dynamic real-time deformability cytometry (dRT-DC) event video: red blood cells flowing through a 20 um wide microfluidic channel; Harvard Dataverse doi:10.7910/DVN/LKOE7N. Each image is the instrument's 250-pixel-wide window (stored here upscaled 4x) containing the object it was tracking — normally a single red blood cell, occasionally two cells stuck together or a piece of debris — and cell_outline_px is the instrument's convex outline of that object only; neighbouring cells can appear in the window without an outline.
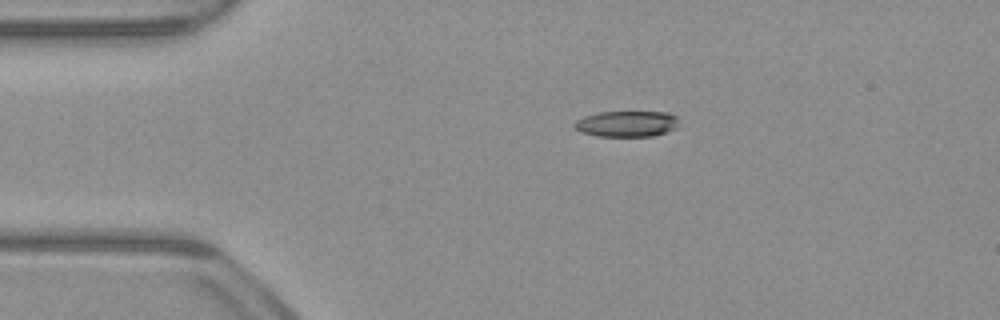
{"species": "common noctule bat (a hibernating species)", "species_latin": "Nyctalus noctula", "temperature_condition": "warm", "stored_images_in_passage": 43, "camera_frame_rate_fps": 3000, "um_per_image_px": 0.085, "animal": {"sex": "male", "body_mass_g": 23.1, "forearm_length_mm": 52.7}, "frame": {"image": 1, "passage_image": 1, "time_ms": 0.0, "image_size_px": [1000, 320], "cell_outline_px": [[676, 128], [652, 136], [596, 136], [580, 132], [572, 124], [576, 120], [584, 116], [600, 112], [668, 112], [676, 116]], "centroid_in_image_um": [53.22, 10.52], "position_along_channel_um": 31.8, "area_um2": 15.66}}
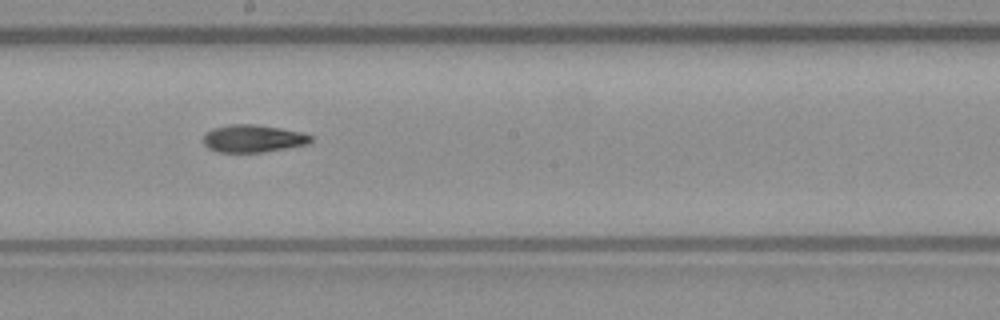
{"frame": {"image": 2, "passage_image": 19, "time_ms": 6.0, "image_size_px": [1000, 320], "cell_outline_px": [[312, 140], [308, 144], [288, 148], [264, 152], [216, 152], [208, 148], [204, 144], [204, 136], [212, 128], [228, 124], [252, 124], [280, 128], [304, 132], [312, 136]], "centroid_in_image_um": [21.53, 11.78], "position_along_channel_um": 226.7, "area_um2": 17.34}}
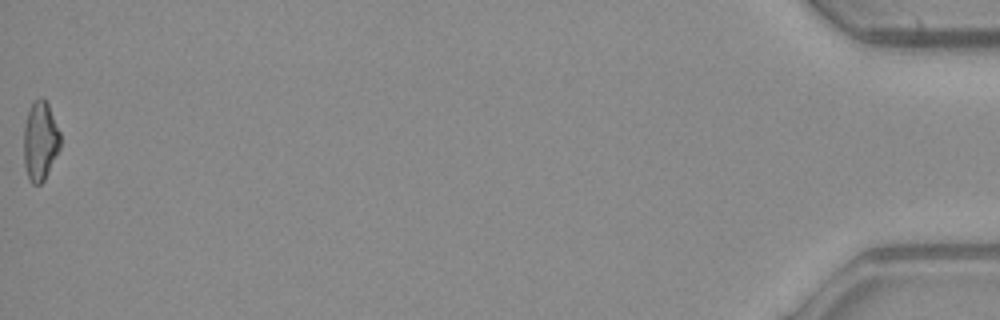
{"frame": {"image": 3, "passage_image": 43, "time_ms": 14.0, "image_size_px": [1000, 320], "cell_outline_px": [[60, 148], [44, 180], [40, 184], [32, 184], [28, 180], [24, 164], [24, 128], [28, 108], [32, 100], [40, 96], [48, 104], [60, 132]], "centroid_in_image_um": [3.4, 11.96], "position_along_channel_um": 431.8, "area_um2": 16.99}, "authors_computed_cell_mechanics": {"area_um2": 17.34, "velocity_mm_per_s": 3.964, "shape_relaxation_time_tau1_ms": 6.6526, "shape_relaxation_time_tau2_ms": 4.0013, "deformation_change_tau1": 0.1809, "deformation_change_tau2": 0.1181}}